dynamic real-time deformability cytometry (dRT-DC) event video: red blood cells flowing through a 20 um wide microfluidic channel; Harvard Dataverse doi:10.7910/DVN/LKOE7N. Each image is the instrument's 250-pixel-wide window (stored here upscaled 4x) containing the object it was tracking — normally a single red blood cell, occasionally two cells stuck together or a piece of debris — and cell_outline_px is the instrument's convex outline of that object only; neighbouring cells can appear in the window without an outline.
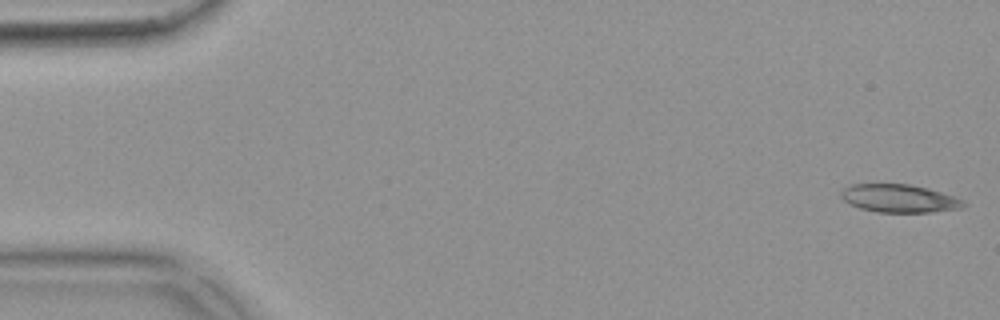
{"species": "common noctule bat (a hibernating species)", "species_latin": "Nyctalus noctula", "temperature_condition": "warm", "stored_images_in_passage": 52, "camera_frame_rate_fps": 3000, "um_per_image_px": 0.085, "animal": {"sex": "female", "body_mass_g": 18.4}, "frame": {"image": 1, "passage_image": 1, "time_ms": 0.0, "image_size_px": [1000, 320], "cell_outline_px": [[968, 204], [964, 208], [932, 212], [876, 212], [860, 208], [844, 200], [840, 196], [840, 192], [844, 188], [852, 184], [908, 184], [928, 188], [956, 196], [964, 200]], "centroid_in_image_um": [76.5, 16.87], "position_along_channel_um": 8.5, "area_um2": 20.17}}
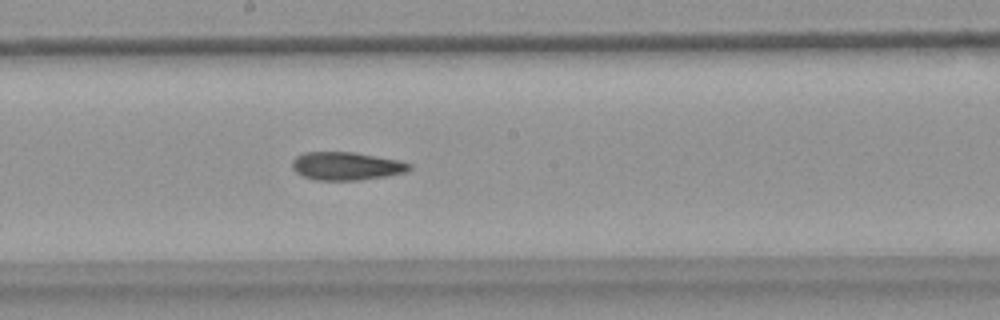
{"frame": {"image": 2, "passage_image": 28, "time_ms": 9.0, "image_size_px": [1000, 320], "cell_outline_px": [[412, 168], [408, 172], [388, 176], [360, 180], [316, 180], [304, 176], [296, 172], [292, 168], [292, 160], [296, 156], [304, 152], [356, 152], [400, 160], [412, 164]], "centroid_in_image_um": [29.49, 14.11], "position_along_channel_um": 218.7, "area_um2": 19.48}}
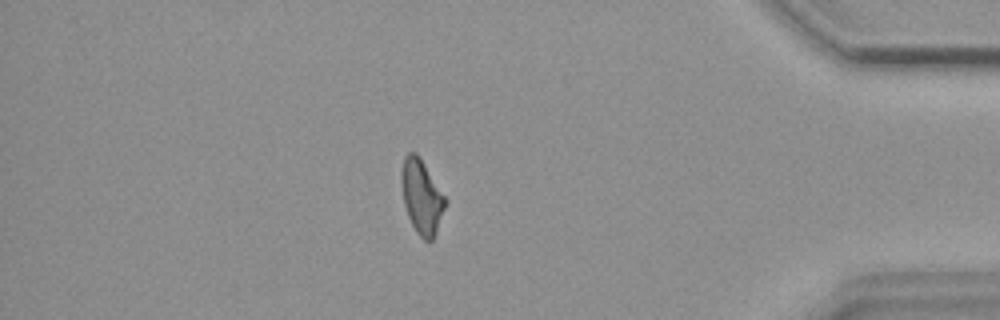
{"frame": {"image": 3, "passage_image": 45, "time_ms": 14.667, "image_size_px": [1000, 320], "cell_outline_px": [[444, 208], [436, 232], [432, 240], [424, 240], [416, 232], [408, 216], [404, 204], [400, 184], [400, 172], [404, 156], [408, 152], [416, 152], [420, 156], [444, 196]], "centroid_in_image_um": [35.78, 16.67], "position_along_channel_um": 399.4, "area_um2": 18.73}, "authors_computed_cell_mechanics": {"area_um2": 19.652, "velocity_mm_per_s": 3.8461, "shape_relaxation_time_tau1_ms": null, "shape_relaxation_time_tau2_ms": 10.9127, "deformation_change_tau1": null, "deformation_change_tau2": 0.2361}}